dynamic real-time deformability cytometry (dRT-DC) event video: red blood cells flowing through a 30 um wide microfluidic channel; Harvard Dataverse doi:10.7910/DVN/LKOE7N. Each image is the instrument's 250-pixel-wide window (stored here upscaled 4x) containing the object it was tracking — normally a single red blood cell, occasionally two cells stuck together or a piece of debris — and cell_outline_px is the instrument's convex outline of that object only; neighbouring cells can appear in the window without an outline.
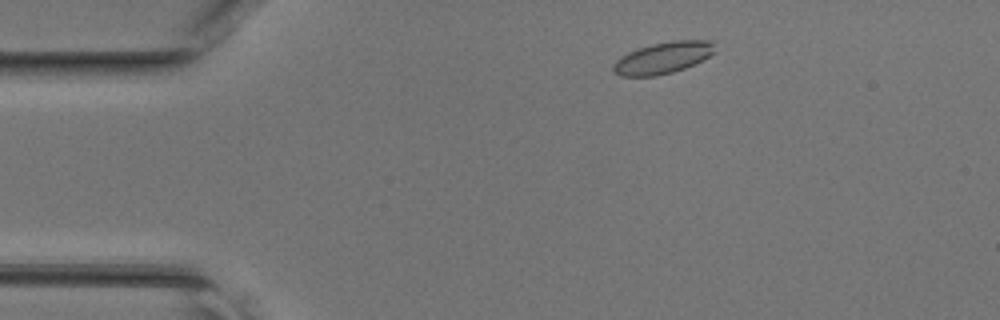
{"species": "common noctule bat (a hibernating species)", "species_latin": "Nyctalus noctula", "temperature_condition": "room temperature", "stored_images_in_passage": 42, "camera_frame_rate_fps": 3000, "um_per_image_px": 0.085, "animal": {"sex": "female", "body_mass_g": 17.0, "forearm_length_mm": 48.0}, "frame": {"image": 1, "passage_image": 4, "time_ms": 1.0, "image_size_px": [1000, 320], "cell_outline_px": [[716, 52], [684, 68], [672, 72], [656, 76], [620, 76], [612, 68], [612, 64], [620, 56], [628, 52], [652, 44], [672, 40], [708, 40], [712, 44]], "centroid_in_image_um": [56.31, 4.91], "position_along_channel_um": 28.7, "area_um2": 18.44}}
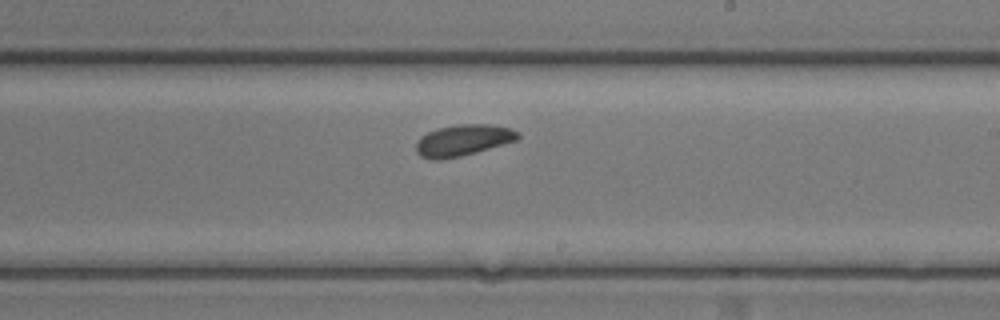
{"frame": {"image": 2, "passage_image": 23, "time_ms": 7.333, "image_size_px": [1000, 320], "cell_outline_px": [[520, 136], [516, 140], [476, 152], [460, 156], [440, 160], [432, 160], [420, 156], [416, 152], [416, 144], [420, 136], [436, 128], [456, 124], [488, 124], [512, 128], [520, 132]], "centroid_in_image_um": [39.34, 11.91], "position_along_channel_um": 249.7, "area_um2": 18.67}}
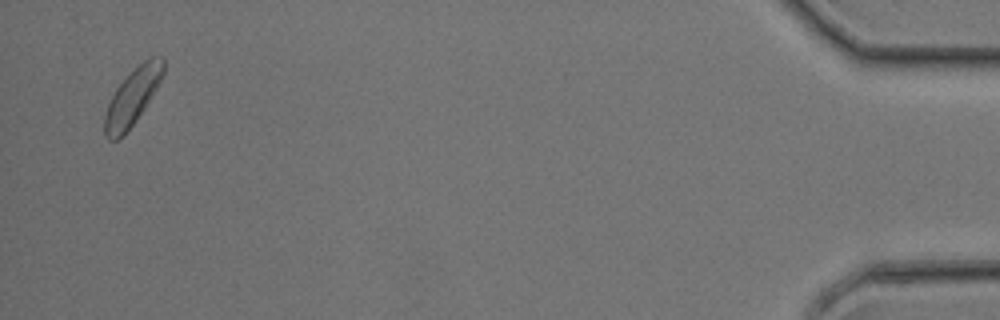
{"frame": {"image": 3, "passage_image": 41, "time_ms": 13.333, "image_size_px": [1000, 320], "cell_outline_px": [[164, 72], [156, 88], [144, 108], [136, 120], [116, 140], [108, 140], [104, 136], [104, 116], [108, 104], [116, 88], [144, 60], [152, 56], [164, 56]], "centroid_in_image_um": [11.25, 8.23], "position_along_channel_um": 423.9, "area_um2": 18.67}}